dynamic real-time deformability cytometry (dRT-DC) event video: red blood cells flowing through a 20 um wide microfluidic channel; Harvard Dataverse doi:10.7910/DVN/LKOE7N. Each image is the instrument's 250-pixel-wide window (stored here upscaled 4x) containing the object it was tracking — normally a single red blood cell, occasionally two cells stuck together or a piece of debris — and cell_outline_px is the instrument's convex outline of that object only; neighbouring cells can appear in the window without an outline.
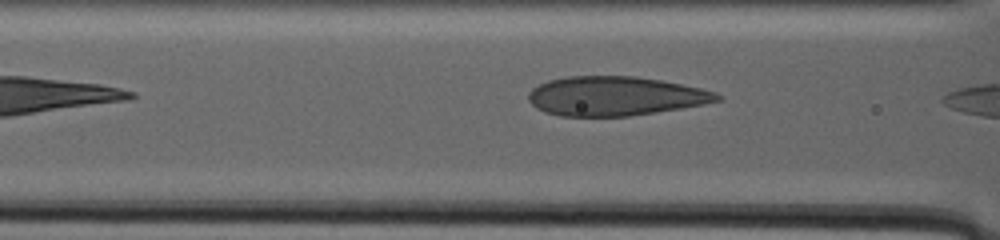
{"species": "human", "species_latin": "Homo sapiens", "temperature_condition": "warm", "stored_images_in_passage": 13, "camera_frame_rate_fps": 3000, "um_per_image_px": 0.085, "donor": {"sex": "male"}, "frame": {"image": 1, "passage_image": 3, "time_ms": 0.667, "image_size_px": [1000, 240], "cell_outline_px": [[724, 100], [704, 104], [656, 112], [628, 116], [560, 116], [544, 112], [536, 108], [528, 100], [528, 92], [532, 88], [548, 80], [564, 76], [636, 76], [660, 80], [700, 88], [716, 92]], "centroid_in_image_um": [52.26, 8.16], "position_along_channel_um": 114.3, "area_um2": 43.18}}
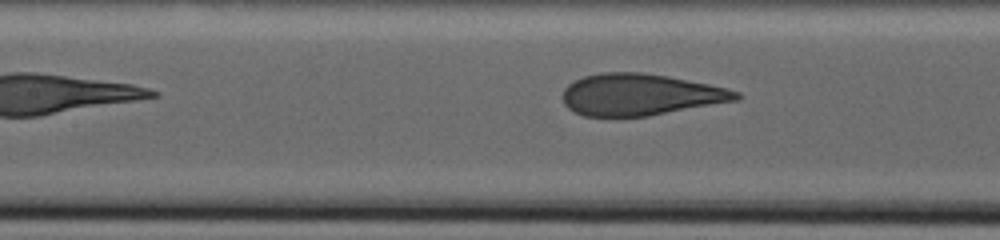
{"frame": {"image": 2, "passage_image": 9, "time_ms": 2.667, "image_size_px": [1000, 240], "cell_outline_px": [[744, 96], [740, 100], [648, 116], [584, 116], [568, 108], [564, 104], [564, 88], [568, 84], [584, 76], [600, 72], [640, 72], [668, 76], [708, 84], [740, 92]], "centroid_in_image_um": [54.45, 8.04], "position_along_channel_um": 152.9, "area_um2": 42.02}}